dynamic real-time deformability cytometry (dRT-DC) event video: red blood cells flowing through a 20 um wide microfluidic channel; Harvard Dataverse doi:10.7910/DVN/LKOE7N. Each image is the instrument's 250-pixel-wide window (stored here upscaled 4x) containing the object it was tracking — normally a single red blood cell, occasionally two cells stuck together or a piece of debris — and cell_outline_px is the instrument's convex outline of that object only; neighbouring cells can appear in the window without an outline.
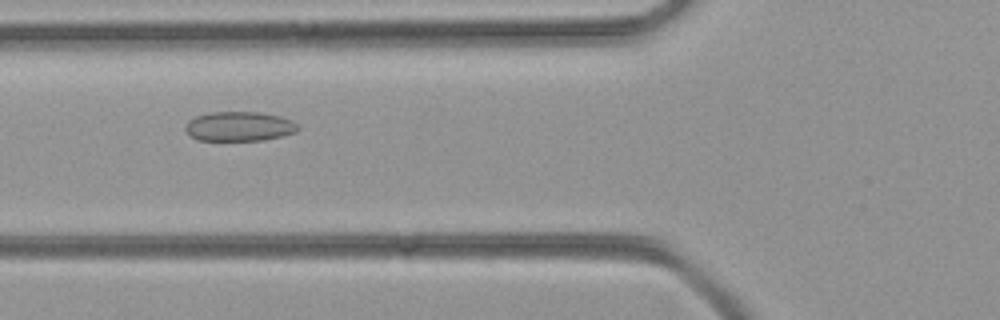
{"species": "common noctule bat (a hibernating species)", "species_latin": "Nyctalus noctula", "temperature_condition": "room temperature", "stored_images_in_passage": 31, "camera_frame_rate_fps": 3000, "um_per_image_px": 0.085, "animal": {"sex": "female", "body_mass_g": 21.9}, "frame": {"image": 1, "passage_image": 3, "time_ms": 0.667, "image_size_px": [1000, 320], "cell_outline_px": [[300, 128], [296, 132], [264, 140], [196, 140], [184, 128], [188, 120], [196, 116], [208, 112], [260, 112], [280, 116], [292, 120]], "centroid_in_image_um": [20.33, 10.73], "position_along_channel_um": 105.5, "area_um2": 19.36}}
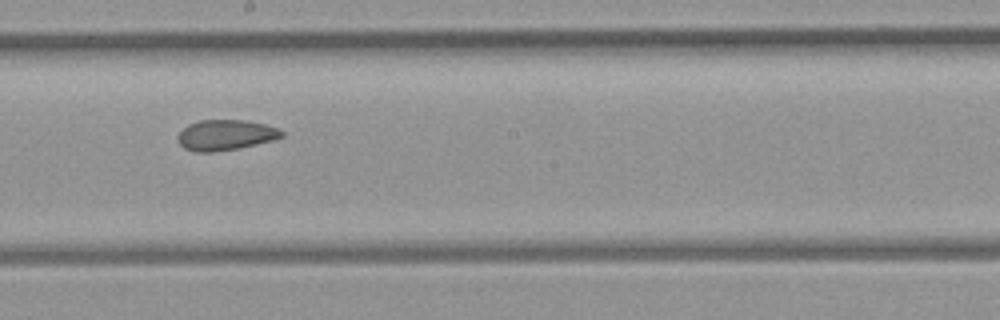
{"frame": {"image": 2, "passage_image": 12, "time_ms": 3.667, "image_size_px": [1000, 320], "cell_outline_px": [[284, 136], [272, 140], [256, 144], [236, 148], [212, 152], [196, 152], [184, 148], [180, 144], [180, 132], [188, 124], [200, 120], [248, 120], [264, 124], [276, 128], [284, 132]], "centroid_in_image_um": [19.19, 11.47], "position_along_channel_um": 229.0, "area_um2": 18.15}}
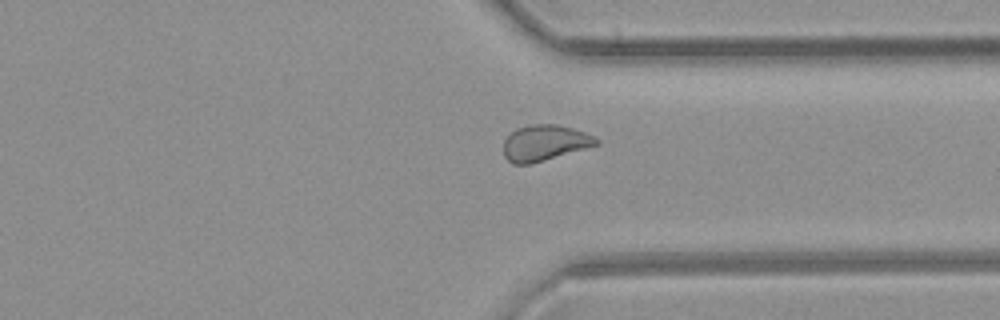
{"frame": {"image": 3, "passage_image": 22, "time_ms": 7.0, "image_size_px": [1000, 320], "cell_outline_px": [[600, 144], [528, 164], [512, 164], [504, 156], [504, 140], [516, 128], [532, 124], [556, 124], [572, 128], [596, 136], [600, 140]], "centroid_in_image_um": [46.3, 12.13], "position_along_channel_um": 365.1, "area_um2": 19.19}}